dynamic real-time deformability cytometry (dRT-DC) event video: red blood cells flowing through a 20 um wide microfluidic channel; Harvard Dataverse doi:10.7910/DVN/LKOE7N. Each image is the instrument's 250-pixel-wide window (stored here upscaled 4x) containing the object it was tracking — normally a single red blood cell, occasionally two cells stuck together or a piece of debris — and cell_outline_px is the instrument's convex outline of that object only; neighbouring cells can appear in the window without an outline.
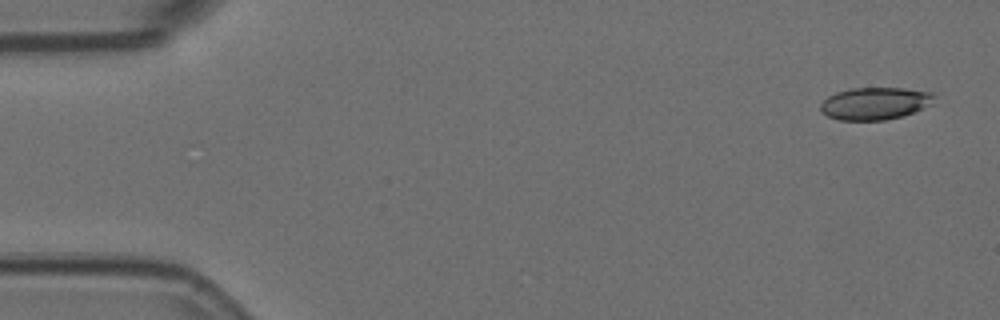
{"species": "Egyptian fruit bat (a non-hibernating species)", "species_latin": "Rousettus aegyptiacus", "temperature_condition": "room temperature", "stored_images_in_passage": 6, "camera_frame_rate_fps": 3000, "um_per_image_px": 0.085, "animal": {"sex": "female"}, "frame": {"image": 1, "passage_image": 1, "time_ms": 0.0, "image_size_px": [1000, 320], "cell_outline_px": [[936, 96], [932, 104], [924, 108], [904, 116], [884, 120], [840, 120], [828, 116], [820, 112], [820, 104], [828, 96], [836, 92], [852, 88], [904, 88], [936, 92]], "centroid_in_image_um": [74.42, 8.79], "position_along_channel_um": 10.6, "area_um2": 21.73}}
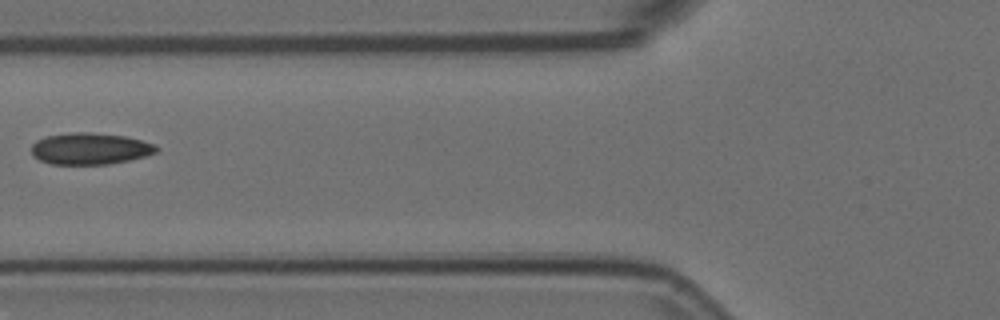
{"frame": {"image": 2, "passage_image": 5, "time_ms": 1.333, "image_size_px": [1000, 320], "cell_outline_px": [[160, 148], [156, 152], [144, 156], [128, 160], [108, 164], [52, 164], [40, 160], [32, 156], [32, 144], [36, 140], [44, 136], [76, 132], [88, 132], [124, 136], [156, 144]], "centroid_in_image_um": [7.64, 12.63], "position_along_channel_um": 118.2, "area_um2": 22.95}}
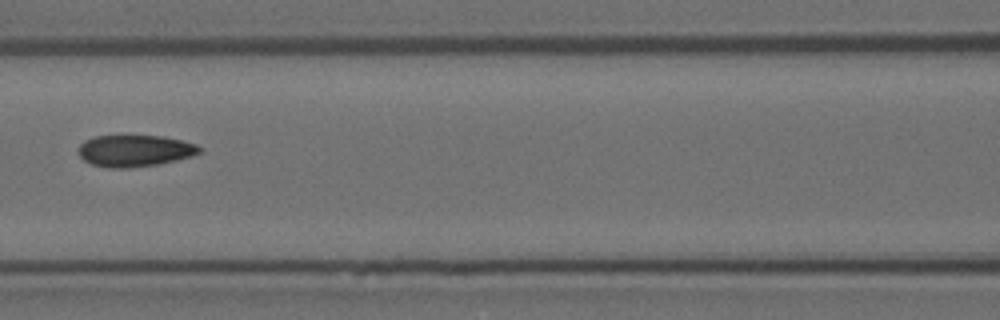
{"frame": {"image": 3, "passage_image": 6, "time_ms": 1.667, "image_size_px": [1000, 320], "cell_outline_px": [[204, 148], [200, 152], [192, 156], [176, 160], [156, 164], [128, 168], [108, 168], [92, 164], [84, 160], [76, 152], [80, 144], [84, 140], [96, 136], [164, 136], [196, 144]], "centroid_in_image_um": [11.44, 12.81], "position_along_channel_um": 155.2, "area_um2": 22.37}}